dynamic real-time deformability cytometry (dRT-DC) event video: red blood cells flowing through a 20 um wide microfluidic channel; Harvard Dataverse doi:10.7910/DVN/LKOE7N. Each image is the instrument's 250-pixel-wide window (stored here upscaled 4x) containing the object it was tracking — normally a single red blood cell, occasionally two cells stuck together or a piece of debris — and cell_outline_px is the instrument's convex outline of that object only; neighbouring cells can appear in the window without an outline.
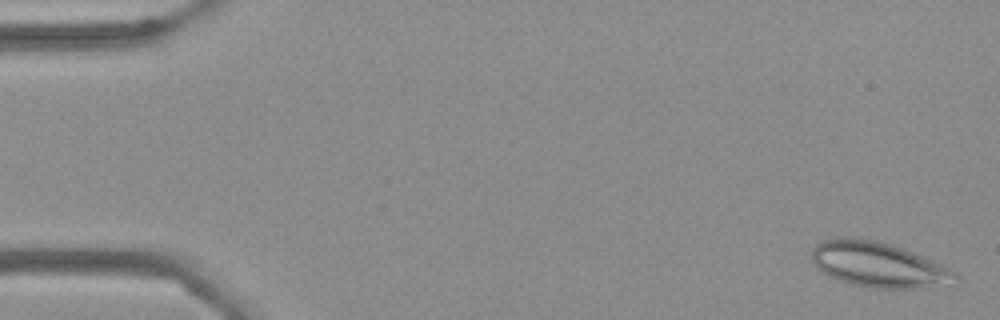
{"species": "Egyptian fruit bat (a non-hibernating species)", "species_latin": "Rousettus aegyptiacus", "temperature_condition": "cold", "stored_images_in_passage": 56, "camera_frame_rate_fps": 3000, "um_per_image_px": 0.085, "frame": {"image": 1, "passage_image": 2, "time_ms": 0.333, "image_size_px": [1000, 320], "cell_outline_px": [[960, 280], [916, 288], [872, 288], [852, 284], [840, 280], [816, 268], [812, 260], [812, 248], [816, 244], [824, 240], [836, 236], [852, 236], [876, 240], [892, 244], [940, 264], [956, 272], [960, 276]], "centroid_in_image_um": [74.6, 22.46], "position_along_channel_um": 10.4, "area_um2": 37.51}}
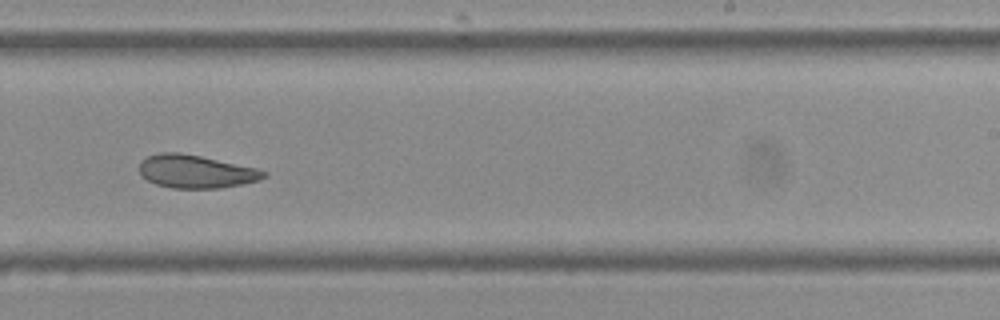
{"frame": {"image": 2, "passage_image": 35, "time_ms": 11.333, "image_size_px": [1000, 320], "cell_outline_px": [[268, 176], [260, 180], [220, 188], [172, 188], [156, 184], [140, 176], [140, 160], [148, 156], [160, 152], [180, 152], [200, 156], [256, 168], [268, 172]], "centroid_in_image_um": [16.64, 14.58], "position_along_channel_um": 272.4, "area_um2": 23.99}}
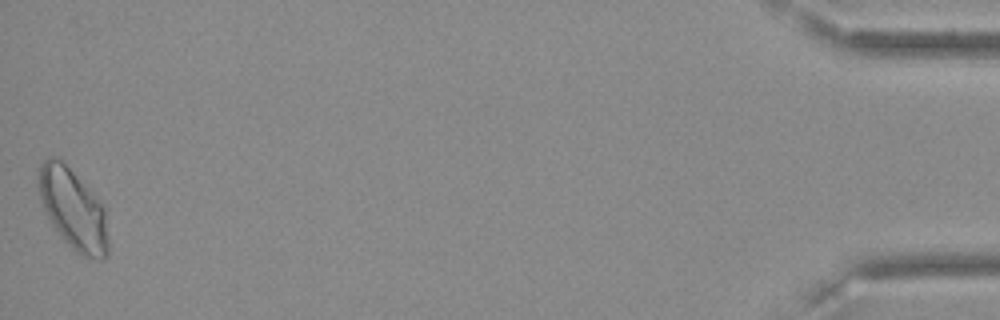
{"frame": {"image": 3, "passage_image": 56, "time_ms": 18.333, "image_size_px": [1000, 320], "cell_outline_px": [[108, 256], [104, 260], [100, 260], [84, 256], [76, 252], [64, 240], [48, 220], [40, 200], [36, 184], [36, 168], [48, 156], [52, 156], [60, 160], [108, 208]], "centroid_in_image_um": [6.21, 17.79], "position_along_channel_um": 429.0, "area_um2": 33.58}, "authors_computed_cell_mechanics": {"area_um2": 26.8192, "velocity_mm_per_s": 3.5857, "shape_relaxation_time_tau1_ms": null, "shape_relaxation_time_tau2_ms": 3.1409, "deformation_change_tau1": null, "deformation_change_tau2": 0.084}}